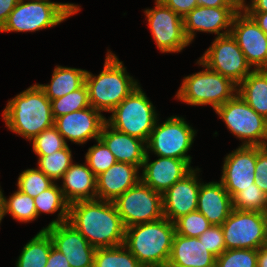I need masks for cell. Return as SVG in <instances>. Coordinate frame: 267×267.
<instances>
[{"label": "cell", "instance_id": "681fc988", "mask_svg": "<svg viewBox=\"0 0 267 267\" xmlns=\"http://www.w3.org/2000/svg\"><path fill=\"white\" fill-rule=\"evenodd\" d=\"M4 194L2 192V189L0 187V224L2 219L5 217L4 215Z\"/></svg>", "mask_w": 267, "mask_h": 267}, {"label": "cell", "instance_id": "74e56055", "mask_svg": "<svg viewBox=\"0 0 267 267\" xmlns=\"http://www.w3.org/2000/svg\"><path fill=\"white\" fill-rule=\"evenodd\" d=\"M258 250L230 249L216 257V267H257Z\"/></svg>", "mask_w": 267, "mask_h": 267}, {"label": "cell", "instance_id": "4fadbf2b", "mask_svg": "<svg viewBox=\"0 0 267 267\" xmlns=\"http://www.w3.org/2000/svg\"><path fill=\"white\" fill-rule=\"evenodd\" d=\"M152 38L162 53H178L191 43L185 35L183 17L155 0L154 8L144 10Z\"/></svg>", "mask_w": 267, "mask_h": 267}, {"label": "cell", "instance_id": "816d5d0a", "mask_svg": "<svg viewBox=\"0 0 267 267\" xmlns=\"http://www.w3.org/2000/svg\"><path fill=\"white\" fill-rule=\"evenodd\" d=\"M265 246L267 247V232H266V243H265Z\"/></svg>", "mask_w": 267, "mask_h": 267}, {"label": "cell", "instance_id": "ba28073f", "mask_svg": "<svg viewBox=\"0 0 267 267\" xmlns=\"http://www.w3.org/2000/svg\"><path fill=\"white\" fill-rule=\"evenodd\" d=\"M227 129L241 146H267V119L259 115L237 93L232 99L215 109Z\"/></svg>", "mask_w": 267, "mask_h": 267}, {"label": "cell", "instance_id": "f907efd6", "mask_svg": "<svg viewBox=\"0 0 267 267\" xmlns=\"http://www.w3.org/2000/svg\"><path fill=\"white\" fill-rule=\"evenodd\" d=\"M237 1L240 3V5H242V4H244V3H247L246 0H237Z\"/></svg>", "mask_w": 267, "mask_h": 267}, {"label": "cell", "instance_id": "2e32d148", "mask_svg": "<svg viewBox=\"0 0 267 267\" xmlns=\"http://www.w3.org/2000/svg\"><path fill=\"white\" fill-rule=\"evenodd\" d=\"M40 231L49 234L53 246L65 255L70 267H94L96 248L71 224L65 222L47 226Z\"/></svg>", "mask_w": 267, "mask_h": 267}, {"label": "cell", "instance_id": "277c9868", "mask_svg": "<svg viewBox=\"0 0 267 267\" xmlns=\"http://www.w3.org/2000/svg\"><path fill=\"white\" fill-rule=\"evenodd\" d=\"M106 53L103 70L98 75L87 71L85 77L90 106L102 113H110L139 86L118 56L110 50Z\"/></svg>", "mask_w": 267, "mask_h": 267}, {"label": "cell", "instance_id": "ab89813d", "mask_svg": "<svg viewBox=\"0 0 267 267\" xmlns=\"http://www.w3.org/2000/svg\"><path fill=\"white\" fill-rule=\"evenodd\" d=\"M198 238L205 245L206 249L216 257L220 256L226 250L221 225H211Z\"/></svg>", "mask_w": 267, "mask_h": 267}, {"label": "cell", "instance_id": "c3c4849f", "mask_svg": "<svg viewBox=\"0 0 267 267\" xmlns=\"http://www.w3.org/2000/svg\"><path fill=\"white\" fill-rule=\"evenodd\" d=\"M257 267H267V247L262 246L258 249Z\"/></svg>", "mask_w": 267, "mask_h": 267}, {"label": "cell", "instance_id": "7bdbcfd3", "mask_svg": "<svg viewBox=\"0 0 267 267\" xmlns=\"http://www.w3.org/2000/svg\"><path fill=\"white\" fill-rule=\"evenodd\" d=\"M45 267H70L68 260L53 245Z\"/></svg>", "mask_w": 267, "mask_h": 267}, {"label": "cell", "instance_id": "d6a6232c", "mask_svg": "<svg viewBox=\"0 0 267 267\" xmlns=\"http://www.w3.org/2000/svg\"><path fill=\"white\" fill-rule=\"evenodd\" d=\"M87 107H90V103L86 84L61 98L51 100V109L54 119Z\"/></svg>", "mask_w": 267, "mask_h": 267}, {"label": "cell", "instance_id": "4dcf8cb0", "mask_svg": "<svg viewBox=\"0 0 267 267\" xmlns=\"http://www.w3.org/2000/svg\"><path fill=\"white\" fill-rule=\"evenodd\" d=\"M4 215L10 214L13 220L29 223L37 219L34 198L18 189L6 199L4 196Z\"/></svg>", "mask_w": 267, "mask_h": 267}, {"label": "cell", "instance_id": "7c38bea8", "mask_svg": "<svg viewBox=\"0 0 267 267\" xmlns=\"http://www.w3.org/2000/svg\"><path fill=\"white\" fill-rule=\"evenodd\" d=\"M199 60L237 85L254 70L231 34L215 37Z\"/></svg>", "mask_w": 267, "mask_h": 267}, {"label": "cell", "instance_id": "ffe728a7", "mask_svg": "<svg viewBox=\"0 0 267 267\" xmlns=\"http://www.w3.org/2000/svg\"><path fill=\"white\" fill-rule=\"evenodd\" d=\"M149 156L146 152L141 168V181L161 194L193 169L185 160L157 156L158 159L149 162Z\"/></svg>", "mask_w": 267, "mask_h": 267}, {"label": "cell", "instance_id": "4316f807", "mask_svg": "<svg viewBox=\"0 0 267 267\" xmlns=\"http://www.w3.org/2000/svg\"><path fill=\"white\" fill-rule=\"evenodd\" d=\"M237 93L259 115L267 119V69L253 70L238 85Z\"/></svg>", "mask_w": 267, "mask_h": 267}, {"label": "cell", "instance_id": "d4e9b609", "mask_svg": "<svg viewBox=\"0 0 267 267\" xmlns=\"http://www.w3.org/2000/svg\"><path fill=\"white\" fill-rule=\"evenodd\" d=\"M61 179L60 189L69 204L96 199V176L86 162L72 163Z\"/></svg>", "mask_w": 267, "mask_h": 267}, {"label": "cell", "instance_id": "3957f363", "mask_svg": "<svg viewBox=\"0 0 267 267\" xmlns=\"http://www.w3.org/2000/svg\"><path fill=\"white\" fill-rule=\"evenodd\" d=\"M175 225L165 217L129 226L124 245L144 267H167Z\"/></svg>", "mask_w": 267, "mask_h": 267}, {"label": "cell", "instance_id": "e0dca14e", "mask_svg": "<svg viewBox=\"0 0 267 267\" xmlns=\"http://www.w3.org/2000/svg\"><path fill=\"white\" fill-rule=\"evenodd\" d=\"M106 118L90 106L55 118L54 126L66 143L69 140L83 145L88 140L99 139Z\"/></svg>", "mask_w": 267, "mask_h": 267}, {"label": "cell", "instance_id": "f35d334b", "mask_svg": "<svg viewBox=\"0 0 267 267\" xmlns=\"http://www.w3.org/2000/svg\"><path fill=\"white\" fill-rule=\"evenodd\" d=\"M176 234L186 237H199L212 224L198 210L180 217L174 222Z\"/></svg>", "mask_w": 267, "mask_h": 267}, {"label": "cell", "instance_id": "603a6c76", "mask_svg": "<svg viewBox=\"0 0 267 267\" xmlns=\"http://www.w3.org/2000/svg\"><path fill=\"white\" fill-rule=\"evenodd\" d=\"M167 267H216V256L198 237L175 233Z\"/></svg>", "mask_w": 267, "mask_h": 267}, {"label": "cell", "instance_id": "8fae6325", "mask_svg": "<svg viewBox=\"0 0 267 267\" xmlns=\"http://www.w3.org/2000/svg\"><path fill=\"white\" fill-rule=\"evenodd\" d=\"M113 202L125 228L163 217L162 194L141 180Z\"/></svg>", "mask_w": 267, "mask_h": 267}, {"label": "cell", "instance_id": "8992f818", "mask_svg": "<svg viewBox=\"0 0 267 267\" xmlns=\"http://www.w3.org/2000/svg\"><path fill=\"white\" fill-rule=\"evenodd\" d=\"M196 64L203 70L183 78L177 100L192 106L211 105L215 110L237 94L238 85L231 79L210 70L199 59Z\"/></svg>", "mask_w": 267, "mask_h": 267}, {"label": "cell", "instance_id": "484cf974", "mask_svg": "<svg viewBox=\"0 0 267 267\" xmlns=\"http://www.w3.org/2000/svg\"><path fill=\"white\" fill-rule=\"evenodd\" d=\"M87 70L56 65L50 84H38L49 100H54L77 90L85 84Z\"/></svg>", "mask_w": 267, "mask_h": 267}, {"label": "cell", "instance_id": "cb8c5ba5", "mask_svg": "<svg viewBox=\"0 0 267 267\" xmlns=\"http://www.w3.org/2000/svg\"><path fill=\"white\" fill-rule=\"evenodd\" d=\"M197 210L212 225H222L233 210L232 197L219 181L201 183Z\"/></svg>", "mask_w": 267, "mask_h": 267}, {"label": "cell", "instance_id": "5bb4252c", "mask_svg": "<svg viewBox=\"0 0 267 267\" xmlns=\"http://www.w3.org/2000/svg\"><path fill=\"white\" fill-rule=\"evenodd\" d=\"M230 34L254 70L267 69V34L243 9L233 17Z\"/></svg>", "mask_w": 267, "mask_h": 267}, {"label": "cell", "instance_id": "836d02e7", "mask_svg": "<svg viewBox=\"0 0 267 267\" xmlns=\"http://www.w3.org/2000/svg\"><path fill=\"white\" fill-rule=\"evenodd\" d=\"M55 182L38 168L26 169L19 174L17 189L32 198L47 190Z\"/></svg>", "mask_w": 267, "mask_h": 267}, {"label": "cell", "instance_id": "60d3db41", "mask_svg": "<svg viewBox=\"0 0 267 267\" xmlns=\"http://www.w3.org/2000/svg\"><path fill=\"white\" fill-rule=\"evenodd\" d=\"M256 179L254 183L267 194V146H257V162L255 166Z\"/></svg>", "mask_w": 267, "mask_h": 267}, {"label": "cell", "instance_id": "7dc6e473", "mask_svg": "<svg viewBox=\"0 0 267 267\" xmlns=\"http://www.w3.org/2000/svg\"><path fill=\"white\" fill-rule=\"evenodd\" d=\"M258 26L267 34V12H246Z\"/></svg>", "mask_w": 267, "mask_h": 267}, {"label": "cell", "instance_id": "f1b7e54d", "mask_svg": "<svg viewBox=\"0 0 267 267\" xmlns=\"http://www.w3.org/2000/svg\"><path fill=\"white\" fill-rule=\"evenodd\" d=\"M52 245L49 234L46 231H39L23 246L16 267H45Z\"/></svg>", "mask_w": 267, "mask_h": 267}, {"label": "cell", "instance_id": "5b68a950", "mask_svg": "<svg viewBox=\"0 0 267 267\" xmlns=\"http://www.w3.org/2000/svg\"><path fill=\"white\" fill-rule=\"evenodd\" d=\"M80 10L81 7L74 3L20 0L0 32L27 33L55 27Z\"/></svg>", "mask_w": 267, "mask_h": 267}, {"label": "cell", "instance_id": "44dd1931", "mask_svg": "<svg viewBox=\"0 0 267 267\" xmlns=\"http://www.w3.org/2000/svg\"><path fill=\"white\" fill-rule=\"evenodd\" d=\"M139 168L130 163L116 162L96 177V199L115 201L140 180Z\"/></svg>", "mask_w": 267, "mask_h": 267}, {"label": "cell", "instance_id": "9c48e42d", "mask_svg": "<svg viewBox=\"0 0 267 267\" xmlns=\"http://www.w3.org/2000/svg\"><path fill=\"white\" fill-rule=\"evenodd\" d=\"M158 121L159 119L146 143L147 153L185 160L191 166L192 157L187 153L194 143L197 131L181 116H170L161 124Z\"/></svg>", "mask_w": 267, "mask_h": 267}, {"label": "cell", "instance_id": "ee69618b", "mask_svg": "<svg viewBox=\"0 0 267 267\" xmlns=\"http://www.w3.org/2000/svg\"><path fill=\"white\" fill-rule=\"evenodd\" d=\"M20 0H0V29Z\"/></svg>", "mask_w": 267, "mask_h": 267}, {"label": "cell", "instance_id": "b9f144b4", "mask_svg": "<svg viewBox=\"0 0 267 267\" xmlns=\"http://www.w3.org/2000/svg\"><path fill=\"white\" fill-rule=\"evenodd\" d=\"M165 6L172 9L181 17L186 16L193 8L198 6L197 0H160Z\"/></svg>", "mask_w": 267, "mask_h": 267}, {"label": "cell", "instance_id": "d6986e66", "mask_svg": "<svg viewBox=\"0 0 267 267\" xmlns=\"http://www.w3.org/2000/svg\"><path fill=\"white\" fill-rule=\"evenodd\" d=\"M200 168H193L181 180L175 182L162 194L163 217L175 222L182 216L197 210L201 181Z\"/></svg>", "mask_w": 267, "mask_h": 267}, {"label": "cell", "instance_id": "7402d4cb", "mask_svg": "<svg viewBox=\"0 0 267 267\" xmlns=\"http://www.w3.org/2000/svg\"><path fill=\"white\" fill-rule=\"evenodd\" d=\"M99 138L111 151L117 162L130 163L141 170L147 152L145 141L120 132L107 122L103 125Z\"/></svg>", "mask_w": 267, "mask_h": 267}, {"label": "cell", "instance_id": "e575fe53", "mask_svg": "<svg viewBox=\"0 0 267 267\" xmlns=\"http://www.w3.org/2000/svg\"><path fill=\"white\" fill-rule=\"evenodd\" d=\"M233 209L267 213V194L255 183L238 192L233 198Z\"/></svg>", "mask_w": 267, "mask_h": 267}, {"label": "cell", "instance_id": "52a82bcc", "mask_svg": "<svg viewBox=\"0 0 267 267\" xmlns=\"http://www.w3.org/2000/svg\"><path fill=\"white\" fill-rule=\"evenodd\" d=\"M106 118V122L114 129L137 137L146 143L153 130L158 113L146 93L137 86Z\"/></svg>", "mask_w": 267, "mask_h": 267}, {"label": "cell", "instance_id": "f6af8a7d", "mask_svg": "<svg viewBox=\"0 0 267 267\" xmlns=\"http://www.w3.org/2000/svg\"><path fill=\"white\" fill-rule=\"evenodd\" d=\"M203 7H241L237 0H197Z\"/></svg>", "mask_w": 267, "mask_h": 267}, {"label": "cell", "instance_id": "ac0fdd59", "mask_svg": "<svg viewBox=\"0 0 267 267\" xmlns=\"http://www.w3.org/2000/svg\"><path fill=\"white\" fill-rule=\"evenodd\" d=\"M241 7L193 8L183 17L185 35L192 43L197 32H205L221 37L230 34L232 20Z\"/></svg>", "mask_w": 267, "mask_h": 267}, {"label": "cell", "instance_id": "83f0119b", "mask_svg": "<svg viewBox=\"0 0 267 267\" xmlns=\"http://www.w3.org/2000/svg\"><path fill=\"white\" fill-rule=\"evenodd\" d=\"M58 183H54L47 190L42 191L34 198L37 219L42 213L54 214L58 212L57 218L52 220L48 226L62 224L68 221L69 203L65 199Z\"/></svg>", "mask_w": 267, "mask_h": 267}, {"label": "cell", "instance_id": "6da1fadb", "mask_svg": "<svg viewBox=\"0 0 267 267\" xmlns=\"http://www.w3.org/2000/svg\"><path fill=\"white\" fill-rule=\"evenodd\" d=\"M67 222L96 249L124 244L126 228L112 201L74 202L69 205Z\"/></svg>", "mask_w": 267, "mask_h": 267}, {"label": "cell", "instance_id": "7a4b0ae2", "mask_svg": "<svg viewBox=\"0 0 267 267\" xmlns=\"http://www.w3.org/2000/svg\"><path fill=\"white\" fill-rule=\"evenodd\" d=\"M2 119L7 128L31 141L54 125L51 101L37 83L8 100Z\"/></svg>", "mask_w": 267, "mask_h": 267}, {"label": "cell", "instance_id": "8d00e7d4", "mask_svg": "<svg viewBox=\"0 0 267 267\" xmlns=\"http://www.w3.org/2000/svg\"><path fill=\"white\" fill-rule=\"evenodd\" d=\"M30 142L37 156L51 155L68 145L54 125L35 136Z\"/></svg>", "mask_w": 267, "mask_h": 267}, {"label": "cell", "instance_id": "f546056e", "mask_svg": "<svg viewBox=\"0 0 267 267\" xmlns=\"http://www.w3.org/2000/svg\"><path fill=\"white\" fill-rule=\"evenodd\" d=\"M94 267H144L124 244L97 248Z\"/></svg>", "mask_w": 267, "mask_h": 267}, {"label": "cell", "instance_id": "9a60e30c", "mask_svg": "<svg viewBox=\"0 0 267 267\" xmlns=\"http://www.w3.org/2000/svg\"><path fill=\"white\" fill-rule=\"evenodd\" d=\"M223 162L220 182L232 198L243 189L254 187L257 146L240 145Z\"/></svg>", "mask_w": 267, "mask_h": 267}, {"label": "cell", "instance_id": "bcb514c9", "mask_svg": "<svg viewBox=\"0 0 267 267\" xmlns=\"http://www.w3.org/2000/svg\"><path fill=\"white\" fill-rule=\"evenodd\" d=\"M249 3L242 4L241 9L245 12H267V0H250Z\"/></svg>", "mask_w": 267, "mask_h": 267}, {"label": "cell", "instance_id": "d590c367", "mask_svg": "<svg viewBox=\"0 0 267 267\" xmlns=\"http://www.w3.org/2000/svg\"><path fill=\"white\" fill-rule=\"evenodd\" d=\"M95 141L97 144L89 147L85 154V162L97 177L114 165L117 160L100 138Z\"/></svg>", "mask_w": 267, "mask_h": 267}, {"label": "cell", "instance_id": "30bf717a", "mask_svg": "<svg viewBox=\"0 0 267 267\" xmlns=\"http://www.w3.org/2000/svg\"><path fill=\"white\" fill-rule=\"evenodd\" d=\"M226 250L265 246L267 213L233 209L221 225Z\"/></svg>", "mask_w": 267, "mask_h": 267}, {"label": "cell", "instance_id": "1f68e13d", "mask_svg": "<svg viewBox=\"0 0 267 267\" xmlns=\"http://www.w3.org/2000/svg\"><path fill=\"white\" fill-rule=\"evenodd\" d=\"M73 163L72 151L67 145L51 155L38 156V169L51 178L54 182L61 180L65 172Z\"/></svg>", "mask_w": 267, "mask_h": 267}]
</instances>
